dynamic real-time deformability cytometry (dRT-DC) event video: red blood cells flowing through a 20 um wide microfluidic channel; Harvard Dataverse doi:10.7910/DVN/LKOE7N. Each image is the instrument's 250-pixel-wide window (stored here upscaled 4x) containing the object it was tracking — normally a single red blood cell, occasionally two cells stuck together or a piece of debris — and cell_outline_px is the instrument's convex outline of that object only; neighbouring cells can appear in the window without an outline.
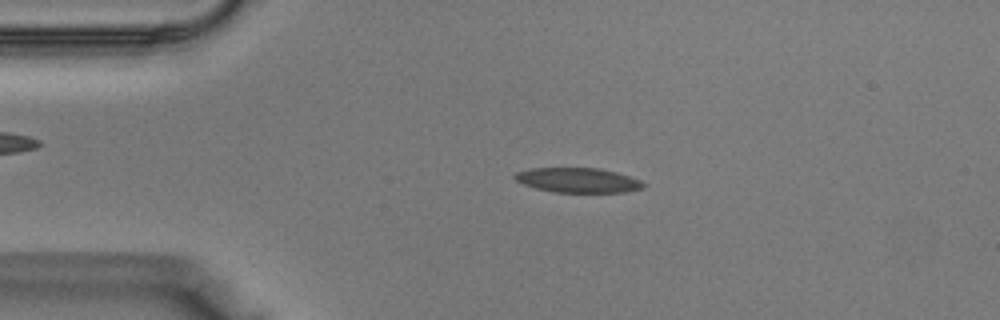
{"species": "Egyptian fruit bat (a non-hibernating species)", "species_latin": "Rousettus aegyptiacus", "temperature_condition": "warm", "stored_images_in_passage": 36, "camera_frame_rate_fps": 3000, "um_per_image_px": 0.085, "animal": {"sex": "male"}, "frame": {"image": 1, "passage_image": 6, "time_ms": 1.667, "image_size_px": [1000, 320], "cell_outline_px": [[644, 188], [624, 192], [556, 192], [536, 188], [524, 184], [516, 180], [512, 176], [516, 172], [532, 168], [600, 168], [616, 172], [640, 180], [644, 184]], "centroid_in_image_um": [49.11, 15.31], "position_along_channel_um": 35.9, "area_um2": 18.38}}
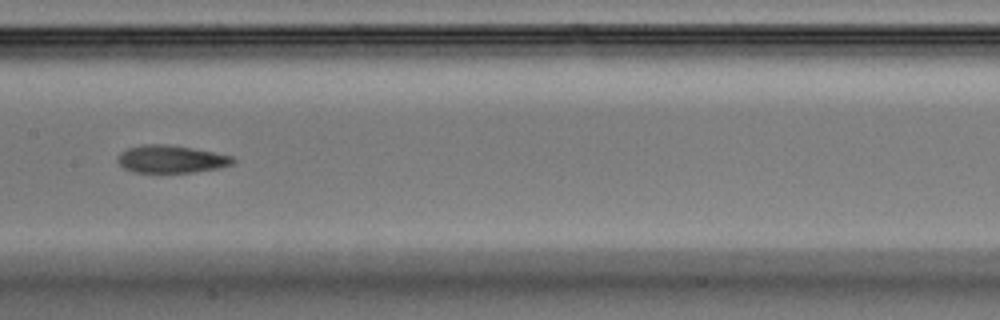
{"frame": {"image": 2, "passage_image": 17, "time_ms": 5.333, "image_size_px": [1000, 320], "cell_outline_px": [[236, 160], [232, 164], [220, 168], [192, 172], [136, 172], [124, 168], [116, 160], [120, 152], [128, 148], [144, 144], [168, 144], [192, 148], [232, 156]], "centroid_in_image_um": [14.54, 13.52], "position_along_channel_um": 192.9, "area_um2": 18.44}}
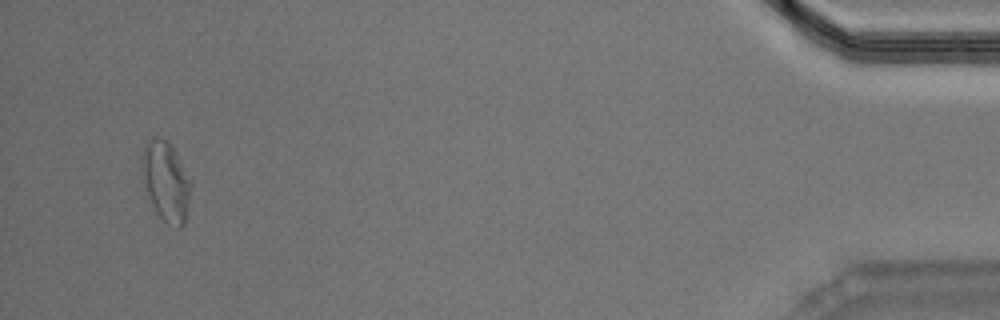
{"frame": {"image": 3, "passage_image": 35, "time_ms": 11.333, "image_size_px": [1000, 320], "cell_outline_px": [[192, 184], [184, 224], [180, 228], [176, 228], [168, 224], [156, 212], [144, 188], [140, 168], [140, 156], [144, 144], [152, 136], [160, 136], [168, 140], [192, 180]], "centroid_in_image_um": [14.07, 15.36], "position_along_channel_um": 421.1, "area_um2": 23.35}}